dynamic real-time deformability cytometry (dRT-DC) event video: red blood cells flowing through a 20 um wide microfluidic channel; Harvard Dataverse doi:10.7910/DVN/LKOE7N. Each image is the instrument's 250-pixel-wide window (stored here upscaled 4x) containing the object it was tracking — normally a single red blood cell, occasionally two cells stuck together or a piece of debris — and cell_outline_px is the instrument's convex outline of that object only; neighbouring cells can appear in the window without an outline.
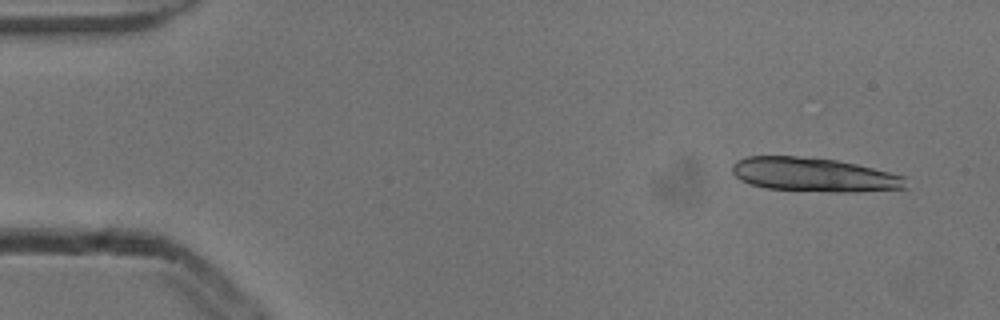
{"species": "common noctule bat (a hibernating species)", "species_latin": "Nyctalus noctula", "temperature_condition": "cold", "stored_images_in_passage": 5, "camera_frame_rate_fps": 3000, "um_per_image_px": 0.085, "animal": {"sex": "male", "body_mass_g": 13.3}, "frame": {"image": 1, "passage_image": 1, "time_ms": 0.0, "image_size_px": [1000, 320], "cell_outline_px": [[912, 188], [856, 192], [828, 192], [764, 188], [740, 180], [732, 172], [732, 164], [736, 160], [748, 156], [796, 156], [836, 160], [856, 164], [904, 176]], "centroid_in_image_um": [69.22, 14.86], "position_along_channel_um": 15.8, "area_um2": 34.62}}
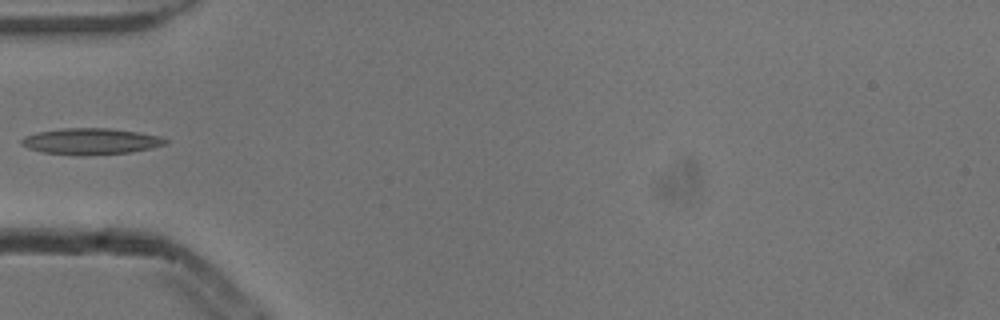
{"frame": {"image": 2, "passage_image": 5, "time_ms": 1.333, "image_size_px": [1000, 320], "cell_outline_px": [[168, 144], [152, 148], [132, 152], [44, 152], [28, 148], [20, 144], [20, 140], [24, 136], [36, 132], [60, 128], [108, 128], [136, 132], [160, 136], [168, 140]], "centroid_in_image_um": [7.74, 11.95], "position_along_channel_um": 77.3, "area_um2": 20.92}}